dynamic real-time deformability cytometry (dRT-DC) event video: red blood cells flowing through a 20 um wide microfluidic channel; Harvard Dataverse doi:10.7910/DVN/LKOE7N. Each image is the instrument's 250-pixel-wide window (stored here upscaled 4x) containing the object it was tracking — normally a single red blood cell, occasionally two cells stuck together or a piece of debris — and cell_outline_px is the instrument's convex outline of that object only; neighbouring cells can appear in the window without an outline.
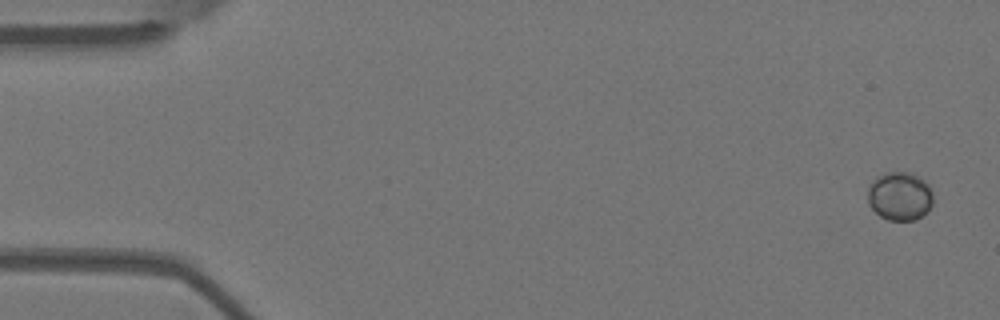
{"species": "Egyptian fruit bat (a non-hibernating species)", "species_latin": "Rousettus aegyptiacus", "temperature_condition": "warm", "stored_images_in_passage": 4, "camera_frame_rate_fps": 3000, "um_per_image_px": 0.085, "animal": {"sex": "female"}, "frame": {"image": 1, "passage_image": 1, "time_ms": 0.0, "image_size_px": [1000, 320], "cell_outline_px": [[932, 204], [916, 220], [888, 220], [880, 216], [868, 204], [868, 188], [872, 180], [876, 176], [884, 172], [908, 172], [924, 180], [928, 184], [932, 192]], "centroid_in_image_um": [76.45, 16.66], "position_along_channel_um": 8.6, "area_um2": 18.44}}
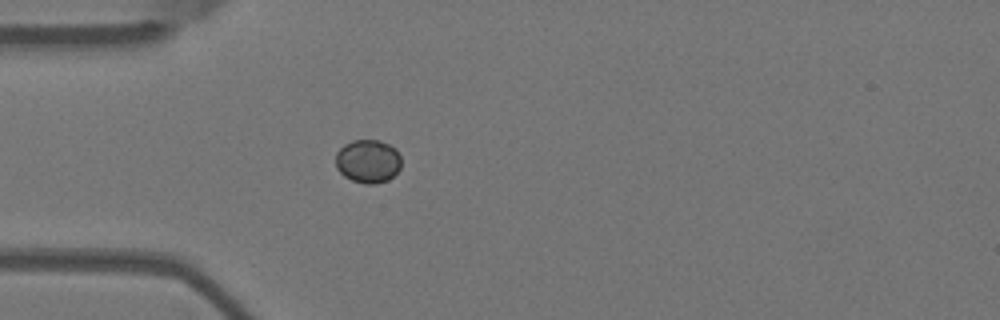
{"frame": {"image": 2, "passage_image": 4, "time_ms": 1.0, "image_size_px": [1000, 320], "cell_outline_px": [[400, 168], [388, 180], [376, 184], [364, 184], [352, 180], [344, 176], [336, 168], [336, 152], [344, 144], [352, 140], [380, 140], [396, 148], [400, 156]], "centroid_in_image_um": [31.27, 13.7], "position_along_channel_um": 53.7, "area_um2": 16.7}}